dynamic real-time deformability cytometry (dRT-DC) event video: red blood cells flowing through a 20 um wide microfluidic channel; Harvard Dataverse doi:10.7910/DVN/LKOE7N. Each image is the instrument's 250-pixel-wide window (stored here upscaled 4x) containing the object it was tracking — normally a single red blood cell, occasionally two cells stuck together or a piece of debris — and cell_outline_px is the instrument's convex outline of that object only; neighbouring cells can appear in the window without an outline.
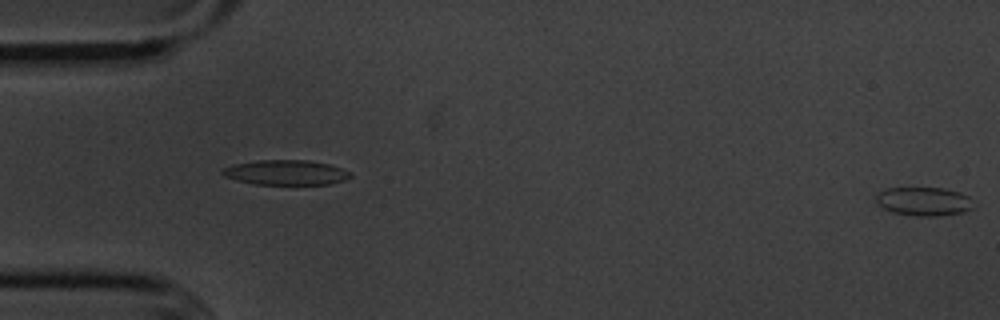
{"species": "common noctule bat (a hibernating species)", "species_latin": "Nyctalus noctula", "temperature_condition": "cold", "stored_images_in_passage": 2, "camera_frame_rate_fps": 3000, "um_per_image_px": 0.085, "animal": {"sex": "male", "body_mass_g": 20.1, "forearm_length_mm": 53.5}, "frame": {"image": 1, "passage_image": 2, "time_ms": 0.333, "image_size_px": [1000, 320], "cell_outline_px": [[972, 208], [964, 212], [936, 216], [920, 216], [892, 212], [884, 208], [876, 200], [876, 196], [880, 192], [888, 188], [944, 188], [960, 192], [968, 196]], "centroid_in_image_um": [78.53, 17.11], "position_along_channel_um": 6.5, "area_um2": 15.95}}